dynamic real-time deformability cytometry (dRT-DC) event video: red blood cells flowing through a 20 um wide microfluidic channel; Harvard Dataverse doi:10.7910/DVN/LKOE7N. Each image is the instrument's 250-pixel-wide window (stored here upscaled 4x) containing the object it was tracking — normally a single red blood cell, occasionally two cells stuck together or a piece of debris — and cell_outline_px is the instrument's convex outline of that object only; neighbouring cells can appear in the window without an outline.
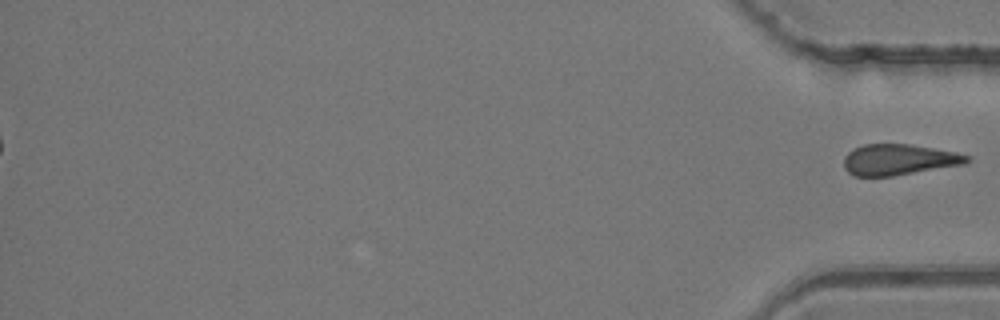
{"species": "common noctule bat (a hibernating species)", "species_latin": "Nyctalus noctula", "temperature_condition": "room temperature", "stored_images_in_passage": 36, "segment_of_instrument_passage": [2, 2], "camera_frame_rate_fps": 3000, "um_per_image_px": 0.085, "animal": {"sex": "female", "body_mass_g": 24.6, "forearm_length_mm": 56.2}, "frame": {"image": 1, "passage_image": 36, "time_ms": 11.667, "image_size_px": [1000, 320], "cell_outline_px": [[972, 160], [968, 164], [892, 176], [852, 176], [844, 168], [844, 156], [852, 148], [864, 144], [908, 144], [956, 152], [972, 156]], "centroid_in_image_um": [76.43, 13.57], "position_along_channel_um": 358.8, "area_um2": 22.48}}